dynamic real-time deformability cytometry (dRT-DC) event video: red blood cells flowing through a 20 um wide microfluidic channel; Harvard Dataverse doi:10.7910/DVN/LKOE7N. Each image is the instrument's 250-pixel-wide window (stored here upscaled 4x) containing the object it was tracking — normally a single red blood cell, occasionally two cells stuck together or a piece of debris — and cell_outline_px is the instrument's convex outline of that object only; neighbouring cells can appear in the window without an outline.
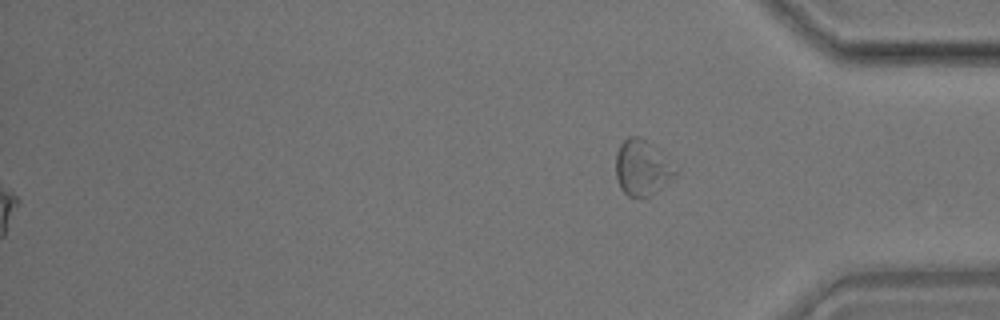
{"species": "common noctule bat (a hibernating species)", "species_latin": "Nyctalus noctula", "temperature_condition": "room temperature", "stored_images_in_passage": 43, "segment_of_instrument_passage": [2, 2], "camera_frame_rate_fps": 3000, "um_per_image_px": 0.085, "animal": {"sex": "male", "body_mass_g": 17.9}, "frame": {"image": 1, "passage_image": 43, "time_ms": 14.0, "image_size_px": [1000, 320], "cell_outline_px": [[680, 168], [676, 176], [648, 196], [640, 200], [628, 196], [620, 188], [616, 180], [616, 152], [620, 144], [628, 136], [640, 136], [652, 144]], "centroid_in_image_um": [54.59, 14.26], "position_along_channel_um": 380.6, "area_um2": 19.77}}